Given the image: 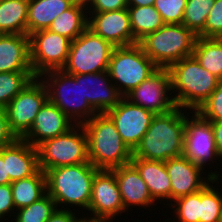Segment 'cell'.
<instances>
[{"mask_svg":"<svg viewBox=\"0 0 222 222\" xmlns=\"http://www.w3.org/2000/svg\"><path fill=\"white\" fill-rule=\"evenodd\" d=\"M184 136L185 109L176 106L167 113L155 114L132 158L165 162L180 157L184 150Z\"/></svg>","mask_w":222,"mask_h":222,"instance_id":"6da1fadb","label":"cell"},{"mask_svg":"<svg viewBox=\"0 0 222 222\" xmlns=\"http://www.w3.org/2000/svg\"><path fill=\"white\" fill-rule=\"evenodd\" d=\"M98 170L91 163L47 170V194L55 201L57 209H63L64 206L66 210L77 207L78 214L86 213L91 199L92 181Z\"/></svg>","mask_w":222,"mask_h":222,"instance_id":"7a4b0ae2","label":"cell"},{"mask_svg":"<svg viewBox=\"0 0 222 222\" xmlns=\"http://www.w3.org/2000/svg\"><path fill=\"white\" fill-rule=\"evenodd\" d=\"M89 162L97 169L111 170L131 163L133 152L123 142L106 113H97L83 124Z\"/></svg>","mask_w":222,"mask_h":222,"instance_id":"3957f363","label":"cell"},{"mask_svg":"<svg viewBox=\"0 0 222 222\" xmlns=\"http://www.w3.org/2000/svg\"><path fill=\"white\" fill-rule=\"evenodd\" d=\"M168 69L174 103L188 111H197L220 82L218 77L202 67L193 56L179 60Z\"/></svg>","mask_w":222,"mask_h":222,"instance_id":"277c9868","label":"cell"},{"mask_svg":"<svg viewBox=\"0 0 222 222\" xmlns=\"http://www.w3.org/2000/svg\"><path fill=\"white\" fill-rule=\"evenodd\" d=\"M39 78L47 88L48 100L75 125H83L98 113L83 97L82 74H68L61 69L45 72Z\"/></svg>","mask_w":222,"mask_h":222,"instance_id":"5b68a950","label":"cell"},{"mask_svg":"<svg viewBox=\"0 0 222 222\" xmlns=\"http://www.w3.org/2000/svg\"><path fill=\"white\" fill-rule=\"evenodd\" d=\"M196 38L183 24H164L138 44L158 68H169L179 60L192 56Z\"/></svg>","mask_w":222,"mask_h":222,"instance_id":"8992f818","label":"cell"},{"mask_svg":"<svg viewBox=\"0 0 222 222\" xmlns=\"http://www.w3.org/2000/svg\"><path fill=\"white\" fill-rule=\"evenodd\" d=\"M157 69L137 43L114 48L108 73L115 87L125 97Z\"/></svg>","mask_w":222,"mask_h":222,"instance_id":"52a82bcc","label":"cell"},{"mask_svg":"<svg viewBox=\"0 0 222 222\" xmlns=\"http://www.w3.org/2000/svg\"><path fill=\"white\" fill-rule=\"evenodd\" d=\"M37 150L39 168L43 172L61 166L90 163L83 125H75L66 133L42 142Z\"/></svg>","mask_w":222,"mask_h":222,"instance_id":"ba28073f","label":"cell"},{"mask_svg":"<svg viewBox=\"0 0 222 222\" xmlns=\"http://www.w3.org/2000/svg\"><path fill=\"white\" fill-rule=\"evenodd\" d=\"M115 46L89 28L71 41L68 60L63 70L68 74H90L108 71Z\"/></svg>","mask_w":222,"mask_h":222,"instance_id":"9c48e42d","label":"cell"},{"mask_svg":"<svg viewBox=\"0 0 222 222\" xmlns=\"http://www.w3.org/2000/svg\"><path fill=\"white\" fill-rule=\"evenodd\" d=\"M30 37V62L35 77L65 67L71 40L48 29L33 32Z\"/></svg>","mask_w":222,"mask_h":222,"instance_id":"30bf717a","label":"cell"},{"mask_svg":"<svg viewBox=\"0 0 222 222\" xmlns=\"http://www.w3.org/2000/svg\"><path fill=\"white\" fill-rule=\"evenodd\" d=\"M187 111L185 110L183 156L204 170L209 164V168L212 169L211 163L216 164L217 160L222 164L217 154L213 127L210 122L203 119L196 111Z\"/></svg>","mask_w":222,"mask_h":222,"instance_id":"8fae6325","label":"cell"},{"mask_svg":"<svg viewBox=\"0 0 222 222\" xmlns=\"http://www.w3.org/2000/svg\"><path fill=\"white\" fill-rule=\"evenodd\" d=\"M48 100L45 84L35 77L5 107L11 130L22 138L31 128L40 108Z\"/></svg>","mask_w":222,"mask_h":222,"instance_id":"7c38bea8","label":"cell"},{"mask_svg":"<svg viewBox=\"0 0 222 222\" xmlns=\"http://www.w3.org/2000/svg\"><path fill=\"white\" fill-rule=\"evenodd\" d=\"M88 211L90 215L87 212V216L84 213L82 217L107 222H112L116 216L127 212L123 207L119 186L112 170L99 169L95 173Z\"/></svg>","mask_w":222,"mask_h":222,"instance_id":"4fadbf2b","label":"cell"},{"mask_svg":"<svg viewBox=\"0 0 222 222\" xmlns=\"http://www.w3.org/2000/svg\"><path fill=\"white\" fill-rule=\"evenodd\" d=\"M132 104L147 109L154 114H163L176 107L172 91L170 71L168 68H158L146 80L126 96Z\"/></svg>","mask_w":222,"mask_h":222,"instance_id":"5bb4252c","label":"cell"},{"mask_svg":"<svg viewBox=\"0 0 222 222\" xmlns=\"http://www.w3.org/2000/svg\"><path fill=\"white\" fill-rule=\"evenodd\" d=\"M165 166L171 180V203L180 197L200 191L213 178L222 174L218 169L206 173L201 166L183 155L165 161Z\"/></svg>","mask_w":222,"mask_h":222,"instance_id":"9a60e30c","label":"cell"},{"mask_svg":"<svg viewBox=\"0 0 222 222\" xmlns=\"http://www.w3.org/2000/svg\"><path fill=\"white\" fill-rule=\"evenodd\" d=\"M106 114L114 122L123 142L133 152L148 130L154 113L132 104L125 97Z\"/></svg>","mask_w":222,"mask_h":222,"instance_id":"2e32d148","label":"cell"},{"mask_svg":"<svg viewBox=\"0 0 222 222\" xmlns=\"http://www.w3.org/2000/svg\"><path fill=\"white\" fill-rule=\"evenodd\" d=\"M88 14V28L115 47L137 44L132 34L127 8Z\"/></svg>","mask_w":222,"mask_h":222,"instance_id":"e0dca14e","label":"cell"},{"mask_svg":"<svg viewBox=\"0 0 222 222\" xmlns=\"http://www.w3.org/2000/svg\"><path fill=\"white\" fill-rule=\"evenodd\" d=\"M74 126V122L60 108L47 100L22 139L37 148L42 142L62 135Z\"/></svg>","mask_w":222,"mask_h":222,"instance_id":"ac0fdd59","label":"cell"},{"mask_svg":"<svg viewBox=\"0 0 222 222\" xmlns=\"http://www.w3.org/2000/svg\"><path fill=\"white\" fill-rule=\"evenodd\" d=\"M111 170L116 176L123 207L127 213L129 212V209H132L130 207L140 206L147 208L156 206L157 202H155L150 195L146 183L132 163L122 165Z\"/></svg>","mask_w":222,"mask_h":222,"instance_id":"d6986e66","label":"cell"},{"mask_svg":"<svg viewBox=\"0 0 222 222\" xmlns=\"http://www.w3.org/2000/svg\"><path fill=\"white\" fill-rule=\"evenodd\" d=\"M82 94L98 113H106L124 98L108 71L82 74Z\"/></svg>","mask_w":222,"mask_h":222,"instance_id":"ffe728a7","label":"cell"},{"mask_svg":"<svg viewBox=\"0 0 222 222\" xmlns=\"http://www.w3.org/2000/svg\"><path fill=\"white\" fill-rule=\"evenodd\" d=\"M3 160L6 162L10 183L30 177L40 169L37 148L22 138L3 147Z\"/></svg>","mask_w":222,"mask_h":222,"instance_id":"44dd1931","label":"cell"},{"mask_svg":"<svg viewBox=\"0 0 222 222\" xmlns=\"http://www.w3.org/2000/svg\"><path fill=\"white\" fill-rule=\"evenodd\" d=\"M0 72H33L29 35L0 34Z\"/></svg>","mask_w":222,"mask_h":222,"instance_id":"7402d4cb","label":"cell"},{"mask_svg":"<svg viewBox=\"0 0 222 222\" xmlns=\"http://www.w3.org/2000/svg\"><path fill=\"white\" fill-rule=\"evenodd\" d=\"M131 163L137 168L146 183L149 193L159 204H171V180L168 176L165 162L132 158ZM161 199V200H160ZM166 201L165 203L162 201Z\"/></svg>","mask_w":222,"mask_h":222,"instance_id":"603a6c76","label":"cell"},{"mask_svg":"<svg viewBox=\"0 0 222 222\" xmlns=\"http://www.w3.org/2000/svg\"><path fill=\"white\" fill-rule=\"evenodd\" d=\"M77 0H28L27 35L46 30L52 21Z\"/></svg>","mask_w":222,"mask_h":222,"instance_id":"cb8c5ba5","label":"cell"},{"mask_svg":"<svg viewBox=\"0 0 222 222\" xmlns=\"http://www.w3.org/2000/svg\"><path fill=\"white\" fill-rule=\"evenodd\" d=\"M88 10L85 0H77L70 8L58 15L48 30L74 41L88 28Z\"/></svg>","mask_w":222,"mask_h":222,"instance_id":"d4e9b609","label":"cell"},{"mask_svg":"<svg viewBox=\"0 0 222 222\" xmlns=\"http://www.w3.org/2000/svg\"><path fill=\"white\" fill-rule=\"evenodd\" d=\"M10 184L16 212L47 194L46 174L41 169L30 177L12 181Z\"/></svg>","mask_w":222,"mask_h":222,"instance_id":"484cf974","label":"cell"},{"mask_svg":"<svg viewBox=\"0 0 222 222\" xmlns=\"http://www.w3.org/2000/svg\"><path fill=\"white\" fill-rule=\"evenodd\" d=\"M28 0H0V34L27 35Z\"/></svg>","mask_w":222,"mask_h":222,"instance_id":"4316f807","label":"cell"},{"mask_svg":"<svg viewBox=\"0 0 222 222\" xmlns=\"http://www.w3.org/2000/svg\"><path fill=\"white\" fill-rule=\"evenodd\" d=\"M130 26L133 37L138 43L146 35L160 29L165 23L153 5L128 6Z\"/></svg>","mask_w":222,"mask_h":222,"instance_id":"83f0119b","label":"cell"},{"mask_svg":"<svg viewBox=\"0 0 222 222\" xmlns=\"http://www.w3.org/2000/svg\"><path fill=\"white\" fill-rule=\"evenodd\" d=\"M192 56L202 67L222 80V41L220 38L197 37Z\"/></svg>","mask_w":222,"mask_h":222,"instance_id":"f1b7e54d","label":"cell"},{"mask_svg":"<svg viewBox=\"0 0 222 222\" xmlns=\"http://www.w3.org/2000/svg\"><path fill=\"white\" fill-rule=\"evenodd\" d=\"M221 180L222 175L215 177L201 189L200 222L221 221L222 189L218 188Z\"/></svg>","mask_w":222,"mask_h":222,"instance_id":"f546056e","label":"cell"},{"mask_svg":"<svg viewBox=\"0 0 222 222\" xmlns=\"http://www.w3.org/2000/svg\"><path fill=\"white\" fill-rule=\"evenodd\" d=\"M34 78L33 72H0V108L5 109Z\"/></svg>","mask_w":222,"mask_h":222,"instance_id":"4dcf8cb0","label":"cell"},{"mask_svg":"<svg viewBox=\"0 0 222 222\" xmlns=\"http://www.w3.org/2000/svg\"><path fill=\"white\" fill-rule=\"evenodd\" d=\"M200 204L201 190L174 200L169 205L174 212V218H167L165 222H200Z\"/></svg>","mask_w":222,"mask_h":222,"instance_id":"1f68e13d","label":"cell"},{"mask_svg":"<svg viewBox=\"0 0 222 222\" xmlns=\"http://www.w3.org/2000/svg\"><path fill=\"white\" fill-rule=\"evenodd\" d=\"M215 0H187L182 24L198 36L205 28V23Z\"/></svg>","mask_w":222,"mask_h":222,"instance_id":"d6a6232c","label":"cell"},{"mask_svg":"<svg viewBox=\"0 0 222 222\" xmlns=\"http://www.w3.org/2000/svg\"><path fill=\"white\" fill-rule=\"evenodd\" d=\"M57 210L55 201L46 194L29 206L18 209L11 222H46Z\"/></svg>","mask_w":222,"mask_h":222,"instance_id":"836d02e7","label":"cell"},{"mask_svg":"<svg viewBox=\"0 0 222 222\" xmlns=\"http://www.w3.org/2000/svg\"><path fill=\"white\" fill-rule=\"evenodd\" d=\"M187 0H155L154 7L165 24H182Z\"/></svg>","mask_w":222,"mask_h":222,"instance_id":"e575fe53","label":"cell"},{"mask_svg":"<svg viewBox=\"0 0 222 222\" xmlns=\"http://www.w3.org/2000/svg\"><path fill=\"white\" fill-rule=\"evenodd\" d=\"M196 112L207 121H222V80Z\"/></svg>","mask_w":222,"mask_h":222,"instance_id":"d590c367","label":"cell"},{"mask_svg":"<svg viewBox=\"0 0 222 222\" xmlns=\"http://www.w3.org/2000/svg\"><path fill=\"white\" fill-rule=\"evenodd\" d=\"M222 36V0H215L208 14L204 30L197 36L220 38Z\"/></svg>","mask_w":222,"mask_h":222,"instance_id":"8d00e7d4","label":"cell"},{"mask_svg":"<svg viewBox=\"0 0 222 222\" xmlns=\"http://www.w3.org/2000/svg\"><path fill=\"white\" fill-rule=\"evenodd\" d=\"M85 3L88 13H101L128 7V0H85Z\"/></svg>","mask_w":222,"mask_h":222,"instance_id":"74e56055","label":"cell"},{"mask_svg":"<svg viewBox=\"0 0 222 222\" xmlns=\"http://www.w3.org/2000/svg\"><path fill=\"white\" fill-rule=\"evenodd\" d=\"M15 213L11 184L0 185V221L4 222L5 220L3 219L7 216L11 218L12 214V217H14Z\"/></svg>","mask_w":222,"mask_h":222,"instance_id":"f35d334b","label":"cell"},{"mask_svg":"<svg viewBox=\"0 0 222 222\" xmlns=\"http://www.w3.org/2000/svg\"><path fill=\"white\" fill-rule=\"evenodd\" d=\"M18 139L11 130L5 109L0 108V150Z\"/></svg>","mask_w":222,"mask_h":222,"instance_id":"ab89813d","label":"cell"},{"mask_svg":"<svg viewBox=\"0 0 222 222\" xmlns=\"http://www.w3.org/2000/svg\"><path fill=\"white\" fill-rule=\"evenodd\" d=\"M72 210L58 208L46 222H78L81 215H76L75 212L77 211ZM77 216L80 217L78 218Z\"/></svg>","mask_w":222,"mask_h":222,"instance_id":"60d3db41","label":"cell"},{"mask_svg":"<svg viewBox=\"0 0 222 222\" xmlns=\"http://www.w3.org/2000/svg\"><path fill=\"white\" fill-rule=\"evenodd\" d=\"M213 127V135L216 143L217 154L222 158V121H209Z\"/></svg>","mask_w":222,"mask_h":222,"instance_id":"b9f144b4","label":"cell"},{"mask_svg":"<svg viewBox=\"0 0 222 222\" xmlns=\"http://www.w3.org/2000/svg\"><path fill=\"white\" fill-rule=\"evenodd\" d=\"M10 184V177L7 175L6 162L3 160V148L0 150V185Z\"/></svg>","mask_w":222,"mask_h":222,"instance_id":"7bdbcfd3","label":"cell"},{"mask_svg":"<svg viewBox=\"0 0 222 222\" xmlns=\"http://www.w3.org/2000/svg\"><path fill=\"white\" fill-rule=\"evenodd\" d=\"M155 0H128V6H150Z\"/></svg>","mask_w":222,"mask_h":222,"instance_id":"ee69618b","label":"cell"},{"mask_svg":"<svg viewBox=\"0 0 222 222\" xmlns=\"http://www.w3.org/2000/svg\"><path fill=\"white\" fill-rule=\"evenodd\" d=\"M78 222H107V221H102V220H91V219H87V218H80V220Z\"/></svg>","mask_w":222,"mask_h":222,"instance_id":"f6af8a7d","label":"cell"},{"mask_svg":"<svg viewBox=\"0 0 222 222\" xmlns=\"http://www.w3.org/2000/svg\"><path fill=\"white\" fill-rule=\"evenodd\" d=\"M221 188H222V186H221ZM220 222H222V209H221V221Z\"/></svg>","mask_w":222,"mask_h":222,"instance_id":"bcb514c9","label":"cell"}]
</instances>
